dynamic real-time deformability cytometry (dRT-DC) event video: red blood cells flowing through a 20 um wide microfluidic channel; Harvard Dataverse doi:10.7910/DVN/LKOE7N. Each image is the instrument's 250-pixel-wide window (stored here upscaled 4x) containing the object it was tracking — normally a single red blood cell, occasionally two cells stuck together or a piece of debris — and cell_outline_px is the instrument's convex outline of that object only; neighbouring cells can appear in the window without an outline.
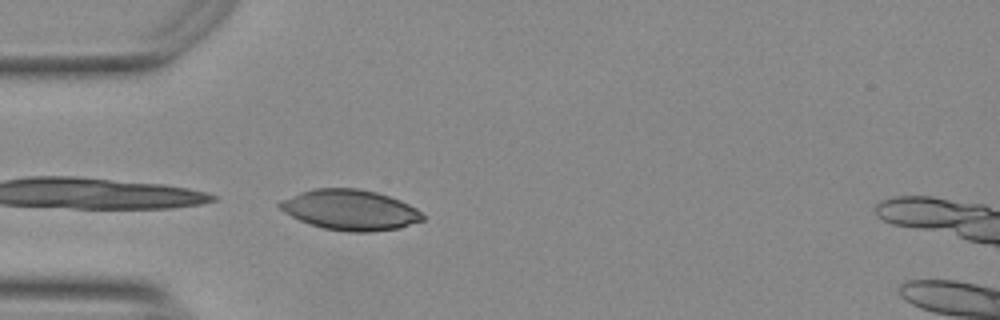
{"species": "Egyptian fruit bat (a non-hibernating species)", "species_latin": "Rousettus aegyptiacus", "temperature_condition": "warm", "stored_images_in_passage": 4, "camera_frame_rate_fps": 3000, "um_per_image_px": 0.085, "animal": {"sex": "female"}, "frame": {"image": 1, "passage_image": 4, "time_ms": 1.0, "image_size_px": [1000, 320], "cell_outline_px": [[424, 220], [400, 228], [372, 232], [348, 232], [324, 228], [300, 220], [284, 212], [276, 204], [280, 200], [300, 192], [312, 188], [360, 188], [376, 192], [400, 200], [416, 208], [424, 216]], "centroid_in_image_um": [29.76, 17.84], "position_along_channel_um": 55.2, "area_um2": 33.7}}